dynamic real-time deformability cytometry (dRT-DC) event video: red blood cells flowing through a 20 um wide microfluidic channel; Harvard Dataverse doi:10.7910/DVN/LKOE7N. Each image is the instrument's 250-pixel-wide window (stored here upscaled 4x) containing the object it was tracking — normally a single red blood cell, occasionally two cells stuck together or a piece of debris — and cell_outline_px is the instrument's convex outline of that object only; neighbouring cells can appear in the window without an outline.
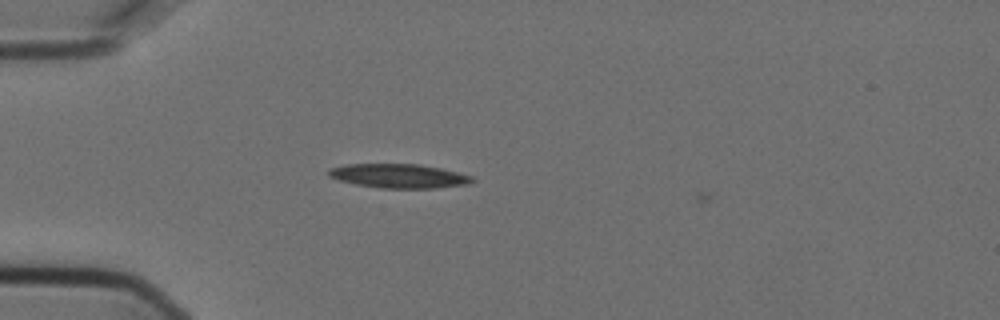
{"species": "Egyptian fruit bat (a non-hibernating species)", "species_latin": "Rousettus aegyptiacus", "temperature_condition": "cold", "stored_images_in_passage": 4, "camera_frame_rate_fps": 3000, "um_per_image_px": 0.085, "animal": {"sex": "female"}, "frame": {"image": 1, "passage_image": 3, "time_ms": 0.667, "image_size_px": [1000, 320], "cell_outline_px": [[476, 180], [468, 184], [436, 188], [380, 188], [356, 184], [340, 180], [328, 176], [328, 168], [344, 164], [420, 164], [440, 168], [472, 176]], "centroid_in_image_um": [33.89, 14.95], "position_along_channel_um": 51.1, "area_um2": 20.17}}